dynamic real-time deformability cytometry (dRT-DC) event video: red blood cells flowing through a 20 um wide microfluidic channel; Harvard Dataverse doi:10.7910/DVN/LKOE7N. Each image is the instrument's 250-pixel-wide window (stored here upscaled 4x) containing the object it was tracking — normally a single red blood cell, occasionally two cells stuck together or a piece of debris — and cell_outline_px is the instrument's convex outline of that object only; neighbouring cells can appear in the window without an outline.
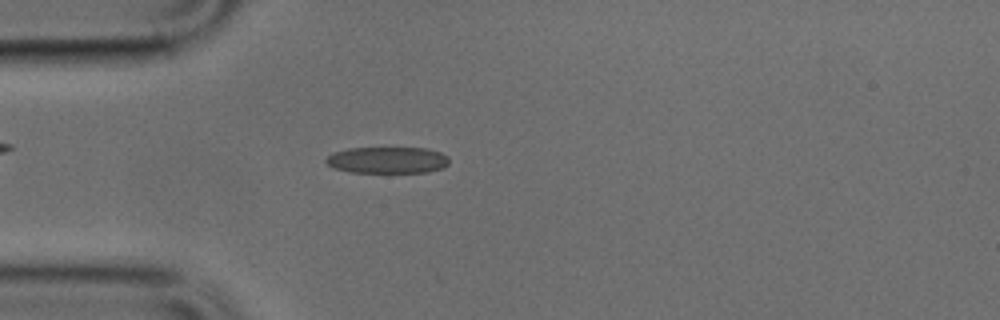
{"species": "common noctule bat (a hibernating species)", "species_latin": "Nyctalus noctula", "temperature_condition": "cold", "stored_images_in_passage": 16, "camera_frame_rate_fps": 3000, "um_per_image_px": 0.085, "animal": {"sex": "male", "body_mass_g": 17.9, "forearm_length_mm": 54.2}, "frame": {"image": 1, "passage_image": 13, "time_ms": 4.0, "image_size_px": [1000, 320], "cell_outline_px": [[448, 164], [444, 168], [428, 172], [352, 172], [336, 168], [328, 164], [324, 160], [332, 152], [348, 148], [428, 148], [440, 152], [448, 156]], "centroid_in_image_um": [32.96, 13.6], "position_along_channel_um": 52.0, "area_um2": 19.02}}